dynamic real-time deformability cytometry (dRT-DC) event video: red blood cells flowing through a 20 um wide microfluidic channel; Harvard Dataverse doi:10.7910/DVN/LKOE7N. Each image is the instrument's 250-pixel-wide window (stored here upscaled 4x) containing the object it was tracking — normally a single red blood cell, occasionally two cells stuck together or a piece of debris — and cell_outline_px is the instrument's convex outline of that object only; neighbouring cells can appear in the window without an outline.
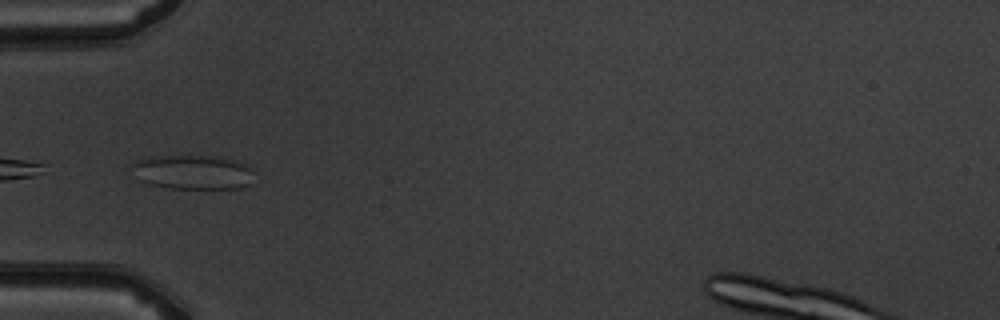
{"species": "common noctule bat (a hibernating species)", "species_latin": "Nyctalus noctula", "temperature_condition": "warm", "stored_images_in_passage": 6, "camera_frame_rate_fps": 3000, "um_per_image_px": 0.085, "animal": {"sex": "male", "body_mass_g": 19.5, "forearm_length_mm": 54.6}, "frame": {"image": 1, "passage_image": 6, "time_ms": 5.667, "image_size_px": [1000, 320], "cell_outline_px": [[252, 184], [240, 188], [168, 188], [148, 184], [136, 180], [124, 168], [124, 164], [132, 160], [152, 156], [188, 152], [232, 160], [248, 164], [252, 168]], "centroid_in_image_um": [16.17, 14.58], "position_along_channel_um": 68.8, "area_um2": 26.3}}